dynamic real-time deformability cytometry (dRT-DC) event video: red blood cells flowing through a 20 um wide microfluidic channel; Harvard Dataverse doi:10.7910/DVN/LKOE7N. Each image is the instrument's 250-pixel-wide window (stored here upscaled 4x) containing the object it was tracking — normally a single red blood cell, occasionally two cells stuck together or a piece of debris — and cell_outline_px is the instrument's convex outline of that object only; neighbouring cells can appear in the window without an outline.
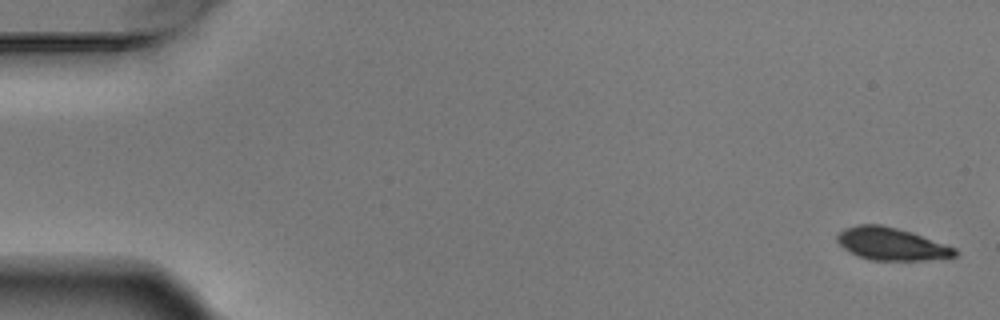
{"species": "Egyptian fruit bat (a non-hibernating species)", "species_latin": "Rousettus aegyptiacus", "temperature_condition": "warm", "stored_images_in_passage": 5, "camera_frame_rate_fps": 3000, "um_per_image_px": 0.085, "animal": {"sex": "male"}, "frame": {"image": 1, "passage_image": 1, "time_ms": 0.0, "image_size_px": [1000, 320], "cell_outline_px": [[960, 252], [956, 256], [924, 260], [872, 260], [860, 256], [844, 248], [836, 240], [836, 236], [844, 228], [856, 224], [880, 224], [912, 232], [956, 248]], "centroid_in_image_um": [75.78, 20.72], "position_along_channel_um": 9.2, "area_um2": 22.2}}